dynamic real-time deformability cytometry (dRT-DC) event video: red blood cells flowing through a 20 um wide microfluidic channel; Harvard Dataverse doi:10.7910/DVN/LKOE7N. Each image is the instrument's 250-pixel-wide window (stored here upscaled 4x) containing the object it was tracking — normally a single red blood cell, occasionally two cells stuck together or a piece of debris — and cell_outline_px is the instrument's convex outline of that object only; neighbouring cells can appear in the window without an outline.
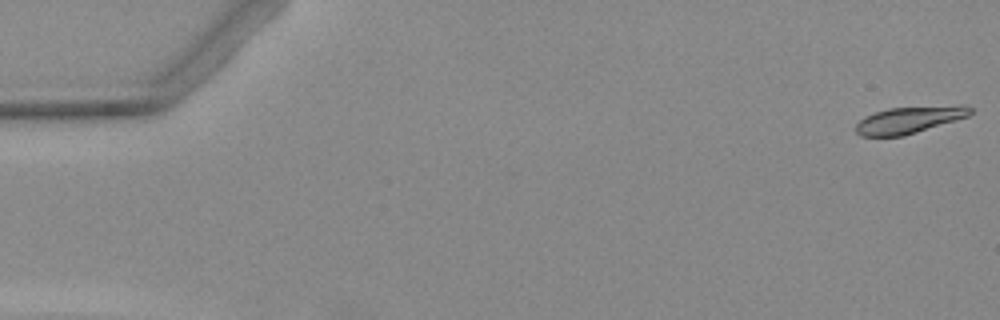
{"species": "Egyptian fruit bat (a non-hibernating species)", "species_latin": "Rousettus aegyptiacus", "temperature_condition": "warm", "stored_images_in_passage": 5, "camera_frame_rate_fps": 3000, "um_per_image_px": 0.085, "animal": {"sex": "female"}, "frame": {"image": 1, "passage_image": 1, "time_ms": 0.0, "image_size_px": [1000, 320], "cell_outline_px": [[972, 112], [968, 116], [956, 120], [904, 136], [860, 136], [856, 132], [856, 124], [864, 116], [888, 108], [960, 104], [964, 104], [972, 108]], "centroid_in_image_um": [77.31, 10.17], "position_along_channel_um": 7.7, "area_um2": 18.09}}
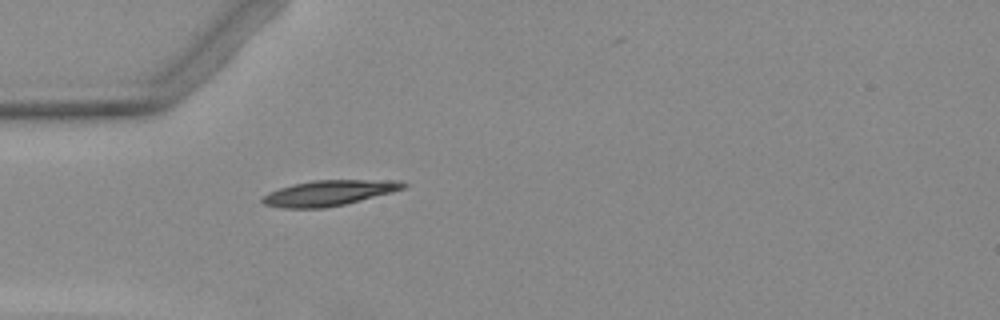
{"frame": {"image": 2, "passage_image": 5, "time_ms": 5.0, "image_size_px": [1000, 320], "cell_outline_px": [[408, 184], [404, 188], [392, 192], [344, 204], [324, 208], [280, 208], [264, 204], [260, 200], [268, 192], [292, 184], [312, 180], [400, 180]], "centroid_in_image_um": [27.94, 16.4], "position_along_channel_um": 57.1, "area_um2": 20.87}}